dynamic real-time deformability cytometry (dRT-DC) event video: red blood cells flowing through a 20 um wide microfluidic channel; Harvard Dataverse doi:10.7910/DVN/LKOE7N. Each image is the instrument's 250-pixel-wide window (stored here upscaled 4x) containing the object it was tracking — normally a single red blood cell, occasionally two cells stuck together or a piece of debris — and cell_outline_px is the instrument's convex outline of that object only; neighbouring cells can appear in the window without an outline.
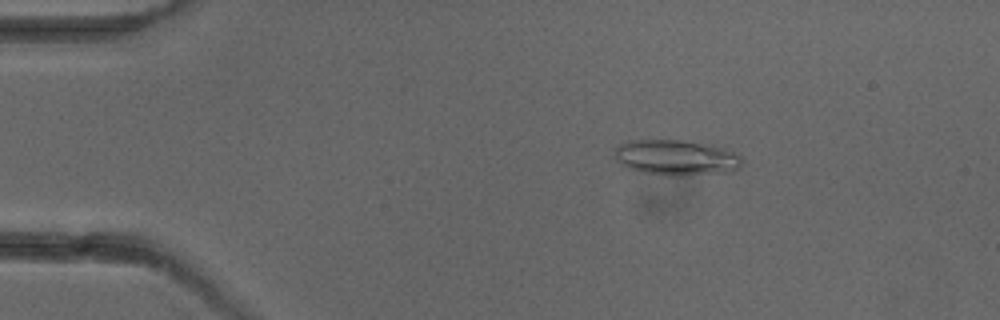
{"species": "common noctule bat (a hibernating species)", "species_latin": "Nyctalus noctula", "temperature_condition": "cold", "stored_images_in_passage": 3, "camera_frame_rate_fps": 3000, "um_per_image_px": 0.085, "animal": {"sex": "female"}, "frame": {"image": 1, "passage_image": 1, "time_ms": 0.0, "image_size_px": [1000, 320], "cell_outline_px": [[744, 160], [740, 168], [732, 172], [684, 176], [676, 176], [640, 172], [628, 168], [620, 164], [616, 160], [616, 148], [620, 144], [628, 140], [684, 140], [712, 144], [732, 152], [740, 156]], "centroid_in_image_um": [57.51, 13.4], "position_along_channel_um": 27.5, "area_um2": 26.7}}